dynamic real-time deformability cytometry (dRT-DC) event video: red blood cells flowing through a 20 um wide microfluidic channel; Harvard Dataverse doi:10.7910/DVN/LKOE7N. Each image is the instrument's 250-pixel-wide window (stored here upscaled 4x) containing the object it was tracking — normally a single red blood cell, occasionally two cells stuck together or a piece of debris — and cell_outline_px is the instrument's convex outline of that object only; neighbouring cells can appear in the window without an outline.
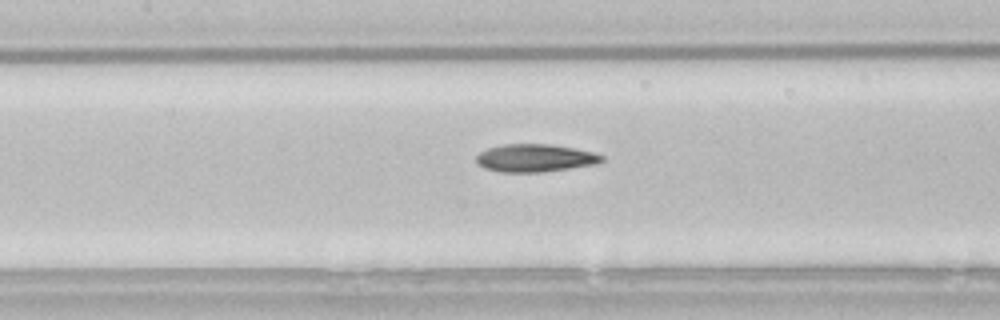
{"species": "common noctule bat (a hibernating species)", "species_latin": "Nyctalus noctula", "temperature_condition": "room temperature", "stored_images_in_passage": 39, "camera_frame_rate_fps": 3000, "um_per_image_px": 0.085, "animal": {"sex": "male", "body_mass_g": 21.5, "forearm_length_mm": 52.0}, "frame": {"image": 1, "passage_image": 17, "time_ms": 5.333, "image_size_px": [1000, 320], "cell_outline_px": [[604, 160], [596, 164], [544, 172], [500, 172], [484, 168], [476, 160], [476, 156], [480, 152], [488, 148], [504, 144], [552, 144], [592, 152], [604, 156]], "centroid_in_image_um": [45.48, 13.43], "position_along_channel_um": 161.9, "area_um2": 20.23}}